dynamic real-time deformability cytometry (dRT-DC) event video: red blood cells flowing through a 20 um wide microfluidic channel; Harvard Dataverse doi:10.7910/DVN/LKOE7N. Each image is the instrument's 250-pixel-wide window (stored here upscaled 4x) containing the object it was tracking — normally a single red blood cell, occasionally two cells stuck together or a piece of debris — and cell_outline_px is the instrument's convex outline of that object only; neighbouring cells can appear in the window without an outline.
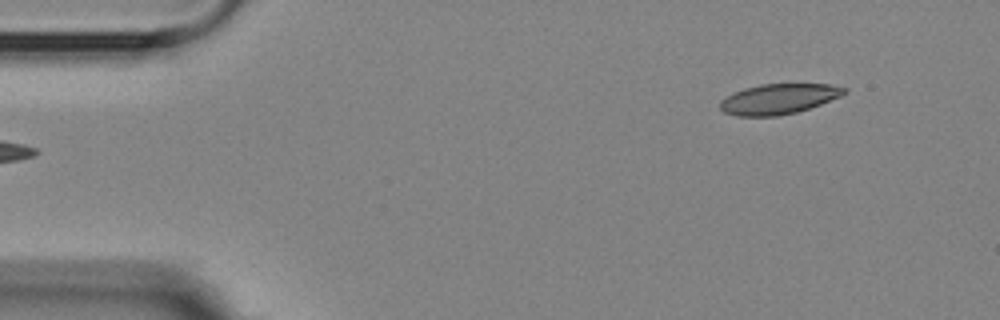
{"species": "Egyptian fruit bat (a non-hibernating species)", "species_latin": "Rousettus aegyptiacus", "temperature_condition": "room temperature", "stored_images_in_passage": 6, "camera_frame_rate_fps": 3000, "um_per_image_px": 0.085, "animal": {"sex": "female"}, "frame": {"image": 1, "passage_image": 6, "time_ms": 6.667, "image_size_px": [1000, 320], "cell_outline_px": [[848, 92], [840, 96], [820, 104], [796, 112], [780, 116], [736, 116], [724, 112], [720, 108], [720, 100], [744, 88], [760, 84], [832, 84], [848, 88]], "centroid_in_image_um": [66.2, 8.41], "position_along_channel_um": 18.8, "area_um2": 21.85}}